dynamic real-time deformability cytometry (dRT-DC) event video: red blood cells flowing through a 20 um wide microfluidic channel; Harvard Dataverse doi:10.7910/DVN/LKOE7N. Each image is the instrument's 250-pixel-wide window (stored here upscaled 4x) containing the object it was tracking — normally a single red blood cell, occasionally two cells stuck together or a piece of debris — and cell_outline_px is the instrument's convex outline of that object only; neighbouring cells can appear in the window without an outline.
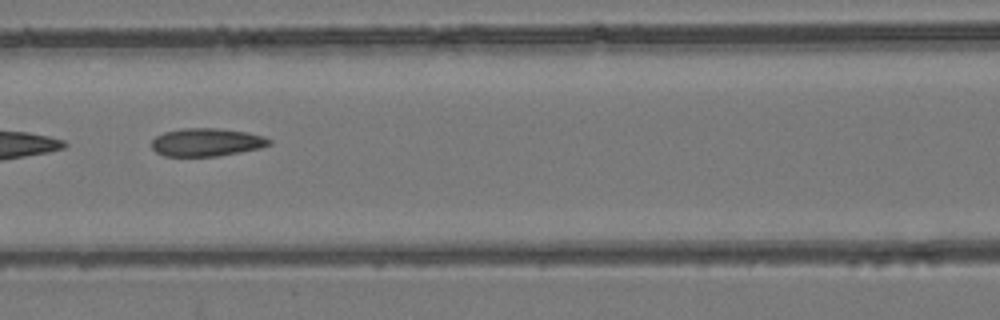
{"species": "common noctule bat (a hibernating species)", "species_latin": "Nyctalus noctula", "temperature_condition": "room temperature", "stored_images_in_passage": 8, "camera_frame_rate_fps": 3000, "um_per_image_px": 0.085, "animal": {"sex": "female", "body_mass_g": 24.6, "forearm_length_mm": 56.2}, "frame": {"image": 1, "passage_image": 6, "time_ms": 1.667, "image_size_px": [1000, 320], "cell_outline_px": [[272, 144], [260, 148], [240, 152], [216, 156], [164, 156], [156, 152], [152, 148], [152, 140], [156, 136], [164, 132], [184, 128], [216, 128], [248, 132], [264, 136], [272, 140]], "centroid_in_image_um": [17.58, 12.09], "position_along_channel_um": 149.0, "area_um2": 19.25}}
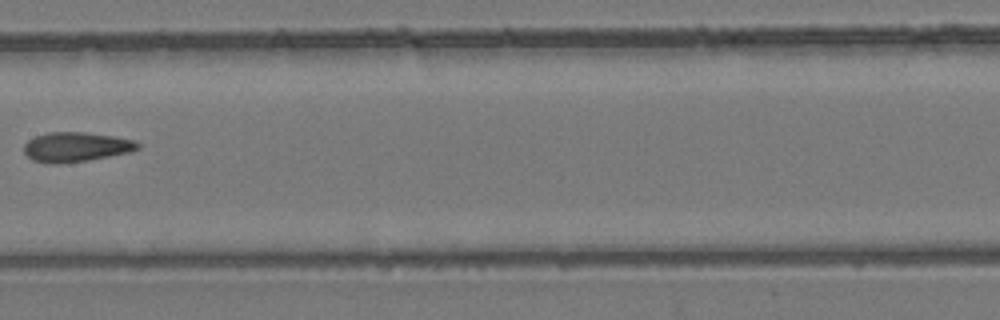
{"frame": {"image": 2, "passage_image": 7, "time_ms": 2.0, "image_size_px": [1000, 320], "cell_outline_px": [[140, 148], [132, 152], [88, 160], [56, 164], [48, 164], [32, 160], [24, 152], [24, 144], [28, 140], [36, 136], [48, 132], [84, 132], [112, 136], [136, 140], [140, 144]], "centroid_in_image_um": [6.47, 12.49], "position_along_channel_um": 200.9, "area_um2": 19.77}}
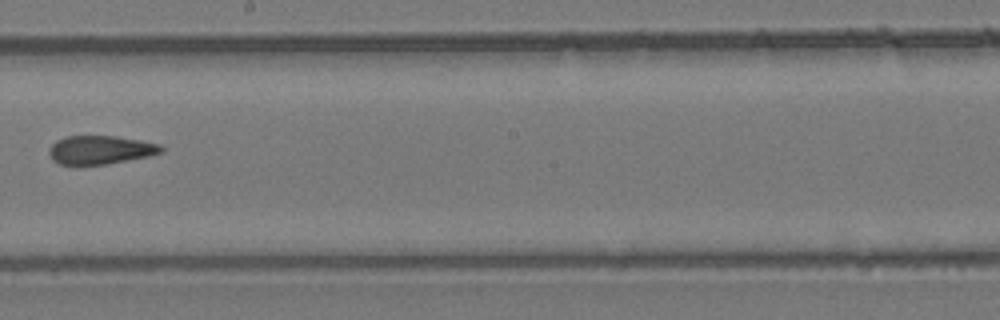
{"frame": {"image": 3, "passage_image": 8, "time_ms": 2.333, "image_size_px": [1000, 320], "cell_outline_px": [[164, 152], [148, 156], [104, 164], [80, 168], [72, 168], [60, 164], [52, 160], [48, 152], [52, 144], [56, 140], [68, 136], [116, 136], [140, 140], [160, 144], [164, 148]], "centroid_in_image_um": [8.47, 12.78], "position_along_channel_um": 239.7, "area_um2": 19.25}}